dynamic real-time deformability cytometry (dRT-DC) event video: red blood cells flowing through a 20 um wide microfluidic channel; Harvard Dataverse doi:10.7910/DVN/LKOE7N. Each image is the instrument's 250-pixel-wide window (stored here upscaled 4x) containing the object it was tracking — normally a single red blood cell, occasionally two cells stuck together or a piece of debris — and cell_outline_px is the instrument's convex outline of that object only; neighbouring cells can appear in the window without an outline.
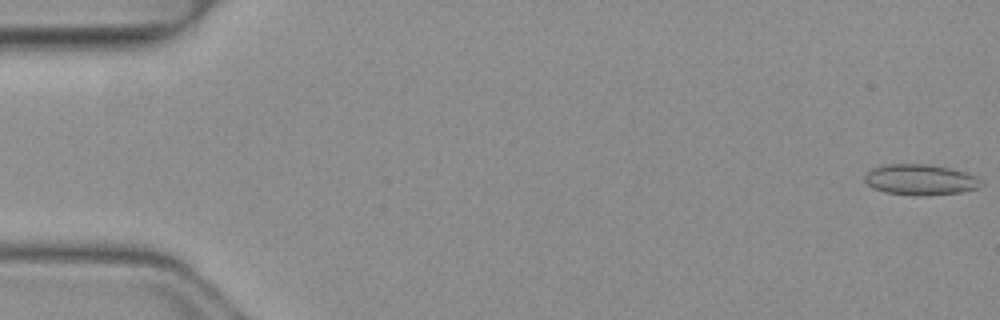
{"species": "common noctule bat (a hibernating species)", "species_latin": "Nyctalus noctula", "temperature_condition": "warm", "stored_images_in_passage": 5, "camera_frame_rate_fps": 3000, "um_per_image_px": 0.085, "animal": {"sex": "female", "body_mass_g": 19.3, "forearm_length_mm": 54.1}, "frame": {"image": 1, "passage_image": 1, "time_ms": 0.0, "image_size_px": [1000, 320], "cell_outline_px": [[984, 184], [976, 188], [960, 192], [924, 196], [920, 196], [884, 192], [872, 188], [864, 180], [864, 176], [872, 168], [884, 164], [928, 164], [952, 168], [976, 176]], "centroid_in_image_um": [78.21, 15.27], "position_along_channel_um": 6.8, "area_um2": 20.92}}
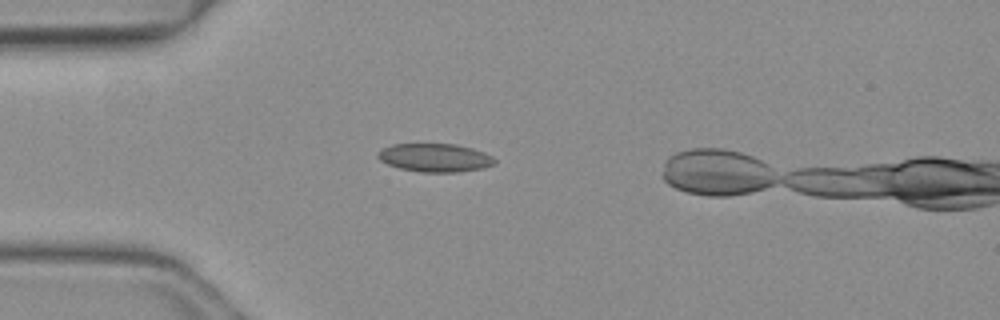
{"frame": {"image": 2, "passage_image": 4, "time_ms": 1.0, "image_size_px": [1000, 320], "cell_outline_px": [[496, 164], [484, 168], [460, 172], [420, 172], [400, 168], [388, 164], [380, 160], [376, 156], [376, 152], [392, 144], [456, 144], [472, 148], [484, 152], [492, 156], [496, 160]], "centroid_in_image_um": [36.99, 13.41], "position_along_channel_um": 48.0, "area_um2": 19.42}}